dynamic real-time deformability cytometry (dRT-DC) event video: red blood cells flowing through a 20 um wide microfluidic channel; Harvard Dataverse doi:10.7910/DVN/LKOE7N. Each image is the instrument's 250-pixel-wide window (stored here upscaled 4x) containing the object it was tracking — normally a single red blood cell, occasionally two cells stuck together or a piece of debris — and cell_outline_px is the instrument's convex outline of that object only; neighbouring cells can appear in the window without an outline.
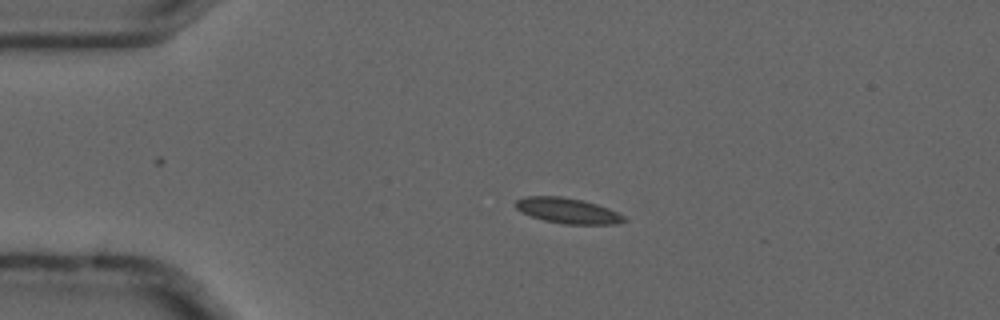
{"species": "common noctule bat (a hibernating species)", "species_latin": "Nyctalus noctula", "temperature_condition": "cold", "stored_images_in_passage": 5, "camera_frame_rate_fps": 3000, "um_per_image_px": 0.085, "animal": {"sex": "male", "forearm_length_mm": 52.5}, "frame": {"image": 1, "passage_image": 4, "time_ms": 1.0, "image_size_px": [1000, 320], "cell_outline_px": [[628, 220], [616, 224], [564, 224], [544, 220], [520, 212], [512, 204], [516, 200], [524, 196], [560, 196], [584, 200], [608, 208], [624, 216]], "centroid_in_image_um": [48.21, 17.9], "position_along_channel_um": 36.8, "area_um2": 16.18}}